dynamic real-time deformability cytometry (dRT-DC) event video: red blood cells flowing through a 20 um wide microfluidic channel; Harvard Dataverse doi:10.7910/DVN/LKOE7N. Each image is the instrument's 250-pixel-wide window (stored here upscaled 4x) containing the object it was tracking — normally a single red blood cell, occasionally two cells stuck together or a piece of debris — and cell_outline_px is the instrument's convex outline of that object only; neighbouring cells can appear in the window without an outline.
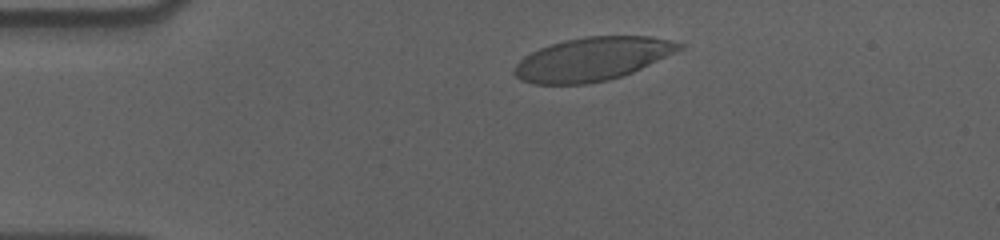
{"species": "human", "species_latin": "Homo sapiens", "temperature_condition": "cold", "stored_images_in_passage": 51, "camera_frame_rate_fps": 3000, "um_per_image_px": 0.085, "donor": {"sex": "male"}, "frame": {"image": 1, "passage_image": 6, "time_ms": 1.667, "image_size_px": [1000, 240], "cell_outline_px": [[684, 48], [632, 72], [608, 80], [584, 84], [536, 84], [520, 80], [512, 72], [512, 68], [524, 56], [540, 48], [564, 40], [584, 36], [652, 36], [684, 44]], "centroid_in_image_um": [50.32, 5.01], "position_along_channel_um": 34.7, "area_um2": 41.5}}
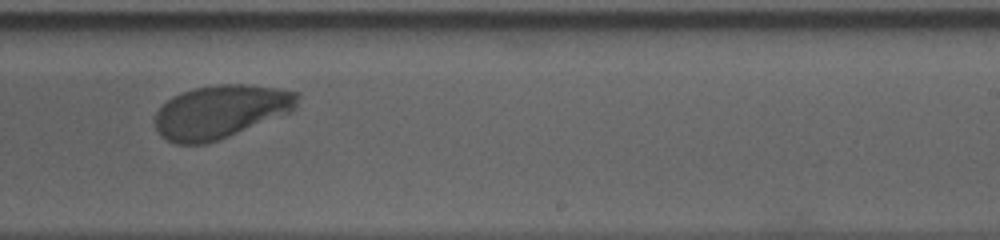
{"frame": {"image": 2, "passage_image": 30, "time_ms": 9.667, "image_size_px": [1000, 240], "cell_outline_px": [[300, 96], [292, 112], [208, 144], [176, 144], [160, 136], [156, 128], [156, 112], [172, 96], [196, 88], [216, 84], [248, 84], [276, 88], [300, 92]], "centroid_in_image_um": [18.78, 9.49], "position_along_channel_um": 270.2, "area_um2": 44.16}}
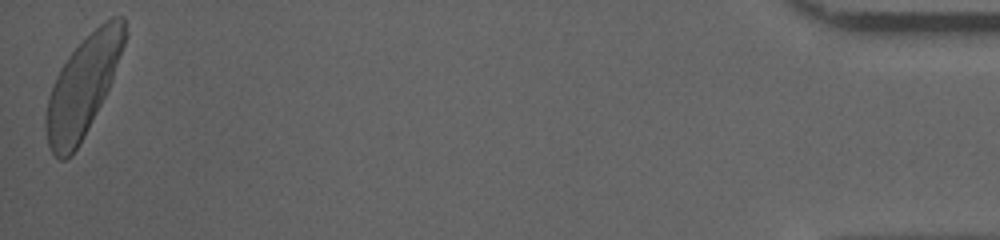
{"frame": {"image": 3, "passage_image": 51, "time_ms": 16.667, "image_size_px": [1000, 240], "cell_outline_px": [[128, 36], [108, 88], [84, 136], [76, 148], [64, 160], [60, 160], [52, 152], [48, 144], [44, 128], [44, 120], [48, 96], [52, 84], [60, 68], [68, 56], [104, 20], [112, 16], [124, 16], [128, 32]], "centroid_in_image_um": [7.04, 7.3], "position_along_channel_um": 428.2, "area_um2": 45.08}, "authors_computed_cell_mechanics": {"area_um2": 44.4482, "velocity_mm_per_s": 3.5419, "shape_relaxation_time_tau1_ms": 2.5037, "shape_relaxation_time_tau2_ms": null, "deformation_change_tau1": 0.158, "deformation_change_tau2": null}}